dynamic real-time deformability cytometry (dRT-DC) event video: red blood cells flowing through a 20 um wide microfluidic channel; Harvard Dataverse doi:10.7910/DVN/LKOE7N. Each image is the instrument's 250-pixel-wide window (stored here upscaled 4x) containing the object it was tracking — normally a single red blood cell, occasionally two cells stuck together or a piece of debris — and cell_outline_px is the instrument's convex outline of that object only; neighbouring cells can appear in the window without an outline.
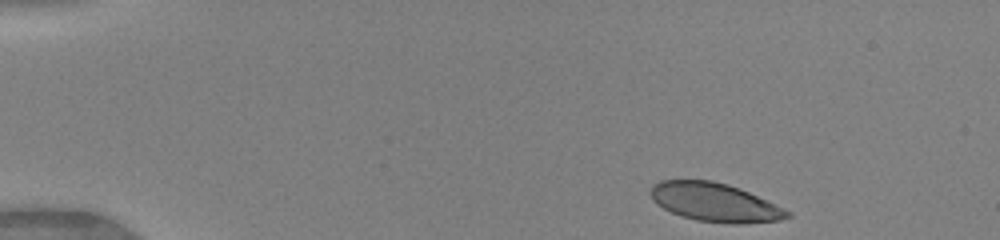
{"species": "human", "species_latin": "Homo sapiens", "temperature_condition": "warm", "stored_images_in_passage": 38, "camera_frame_rate_fps": 3000, "um_per_image_px": 0.085, "donor": {"sex": "female"}, "frame": {"image": 1, "passage_image": 1, "time_ms": 0.0, "image_size_px": [1000, 240], "cell_outline_px": [[792, 216], [780, 220], [740, 224], [732, 224], [696, 220], [680, 216], [664, 208], [652, 200], [648, 192], [652, 184], [660, 180], [712, 180], [728, 184], [748, 192], [792, 212]], "centroid_in_image_um": [60.72, 17.19], "position_along_channel_um": 24.3, "area_um2": 30.81}}
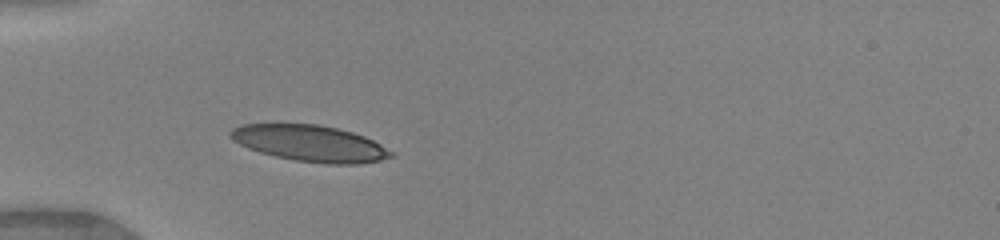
{"frame": {"image": 2, "passage_image": 10, "time_ms": 3.0, "image_size_px": [1000, 240], "cell_outline_px": [[396, 156], [380, 160], [360, 164], [328, 164], [296, 160], [276, 156], [260, 152], [248, 148], [232, 140], [228, 136], [228, 132], [232, 128], [240, 124], [280, 120], [316, 124], [336, 128], [352, 132], [364, 136], [396, 152]], "centroid_in_image_um": [26.28, 12.13], "position_along_channel_um": 58.7, "area_um2": 35.14}}
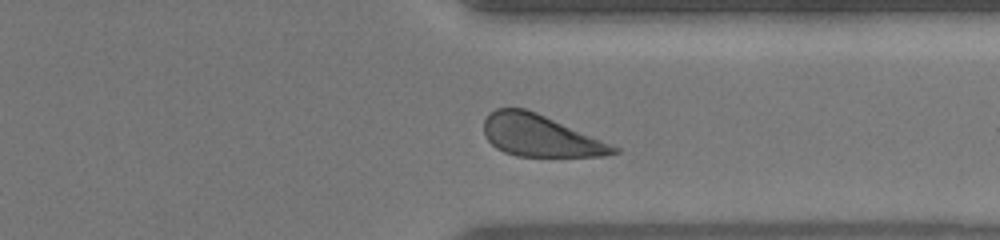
{"frame": {"image": 3, "passage_image": 33, "time_ms": 10.667, "image_size_px": [1000, 240], "cell_outline_px": [[620, 152], [604, 156], [516, 156], [504, 152], [496, 148], [488, 140], [484, 132], [484, 120], [488, 112], [496, 108], [524, 108], [536, 112], [620, 148]], "centroid_in_image_um": [45.88, 11.53], "position_along_channel_um": 365.5, "area_um2": 31.27}, "authors_computed_cell_mechanics": {"area_um2": 32.7437, "velocity_mm_per_s": 4.1098, "shape_relaxation_time_tau1_ms": 2.4913, "shape_relaxation_time_tau2_ms": null, "deformation_change_tau1": 0.1425, "deformation_change_tau2": null}}